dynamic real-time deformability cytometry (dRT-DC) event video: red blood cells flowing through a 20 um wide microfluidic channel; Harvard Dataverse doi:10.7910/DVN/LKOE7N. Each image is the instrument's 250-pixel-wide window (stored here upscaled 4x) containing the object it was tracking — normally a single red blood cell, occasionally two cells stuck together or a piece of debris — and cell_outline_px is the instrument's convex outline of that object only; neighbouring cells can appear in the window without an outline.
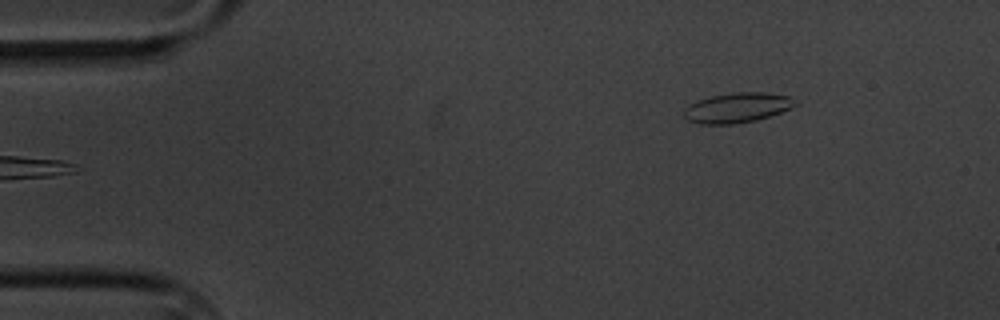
{"species": "common noctule bat (a hibernating species)", "species_latin": "Nyctalus noctula", "temperature_condition": "cold", "stored_images_in_passage": 2, "camera_frame_rate_fps": 3000, "um_per_image_px": 0.085, "animal": {"sex": "male", "body_mass_g": 20.1, "forearm_length_mm": 53.5}, "frame": {"image": 1, "passage_image": 2, "time_ms": 2.0, "image_size_px": [1000, 320], "cell_outline_px": [[796, 104], [792, 108], [756, 120], [732, 124], [700, 124], [688, 120], [684, 116], [684, 108], [700, 100], [712, 96], [736, 92], [768, 92], [788, 96]], "centroid_in_image_um": [62.66, 9.16], "position_along_channel_um": 22.3, "area_um2": 19.07}}